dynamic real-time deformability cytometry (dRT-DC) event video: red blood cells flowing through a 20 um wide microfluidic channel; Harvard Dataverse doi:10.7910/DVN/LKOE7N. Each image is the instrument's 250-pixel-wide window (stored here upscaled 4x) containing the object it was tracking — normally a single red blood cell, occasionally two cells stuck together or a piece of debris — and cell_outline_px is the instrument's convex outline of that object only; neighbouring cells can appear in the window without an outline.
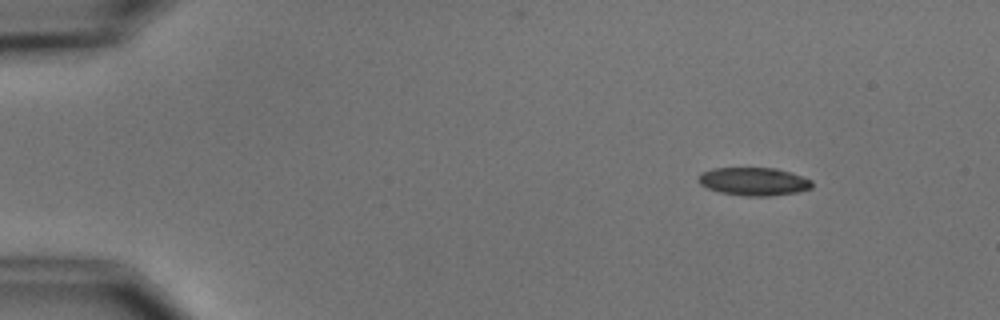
{"species": "common noctule bat (a hibernating species)", "species_latin": "Nyctalus noctula", "temperature_condition": "cold", "stored_images_in_passage": 5, "camera_frame_rate_fps": 3000, "um_per_image_px": 0.085, "animal": {"sex": "male", "body_mass_g": 15.6}, "frame": {"image": 1, "passage_image": 1, "time_ms": 0.0, "image_size_px": [1000, 320], "cell_outline_px": [[812, 188], [796, 192], [768, 196], [748, 196], [720, 192], [708, 188], [700, 184], [696, 180], [704, 172], [712, 168], [776, 168], [812, 180]], "centroid_in_image_um": [64.06, 15.42], "position_along_channel_um": 20.9, "area_um2": 18.32}}
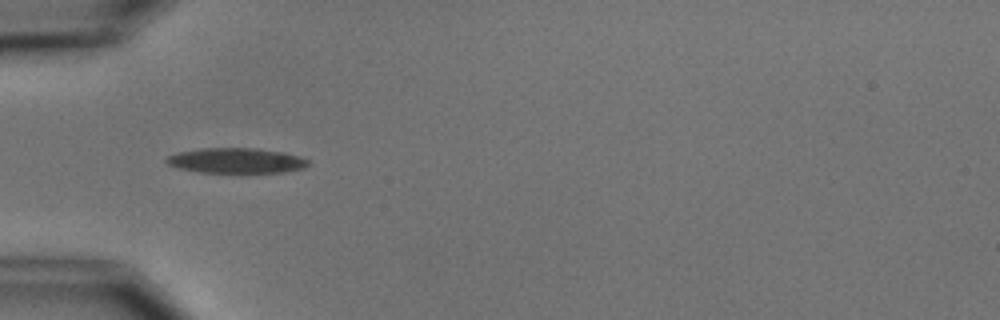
{"frame": {"image": 2, "passage_image": 4, "time_ms": 3.667, "image_size_px": [1000, 320], "cell_outline_px": [[308, 164], [304, 168], [284, 172], [200, 172], [176, 168], [168, 164], [164, 160], [168, 156], [180, 152], [200, 148], [256, 148], [284, 152], [300, 156], [308, 160]], "centroid_in_image_um": [20.07, 13.64], "position_along_channel_um": 64.9, "area_um2": 20.75}}